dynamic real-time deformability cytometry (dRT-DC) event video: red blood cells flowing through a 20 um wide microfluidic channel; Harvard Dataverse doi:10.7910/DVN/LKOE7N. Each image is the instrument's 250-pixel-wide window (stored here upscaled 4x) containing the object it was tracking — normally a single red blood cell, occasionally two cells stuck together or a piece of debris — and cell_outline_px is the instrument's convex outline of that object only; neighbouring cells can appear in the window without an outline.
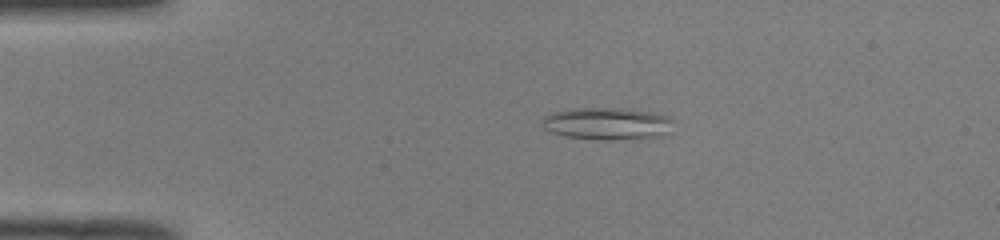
{"species": "common noctule bat (a hibernating species)", "species_latin": "Nyctalus noctula", "temperature_condition": "room temperature", "stored_images_in_passage": 48, "camera_frame_rate_fps": 3000, "um_per_image_px": 0.085, "animal": {"sex": "male", "body_mass_g": 19.0, "forearm_length_mm": 50.8}, "frame": {"image": 1, "passage_image": 9, "time_ms": 2.667, "image_size_px": [1000, 240], "cell_outline_px": [[672, 120], [668, 132], [660, 136], [612, 140], [596, 140], [568, 136], [552, 132], [544, 128], [540, 124], [540, 120], [544, 116], [552, 112], [572, 108], [620, 108], [652, 112], [672, 116]], "centroid_in_image_um": [51.57, 10.49], "position_along_channel_um": 33.4, "area_um2": 24.74}}
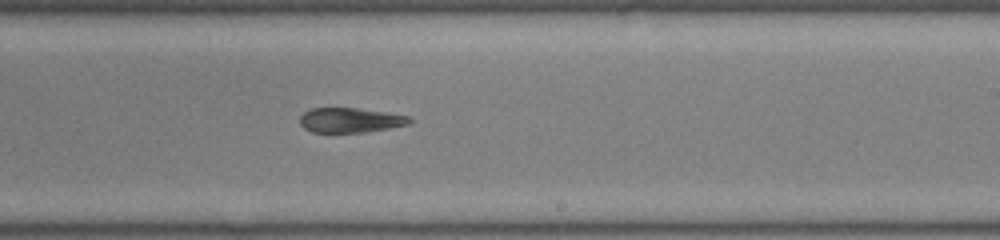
{"frame": {"image": 2, "passage_image": 29, "time_ms": 9.333, "image_size_px": [1000, 240], "cell_outline_px": [[412, 120], [408, 124], [368, 132], [312, 132], [304, 128], [300, 124], [300, 116], [304, 112], [312, 108], [356, 108], [384, 112], [408, 116]], "centroid_in_image_um": [29.74, 10.22], "position_along_channel_um": 259.3, "area_um2": 15.66}}
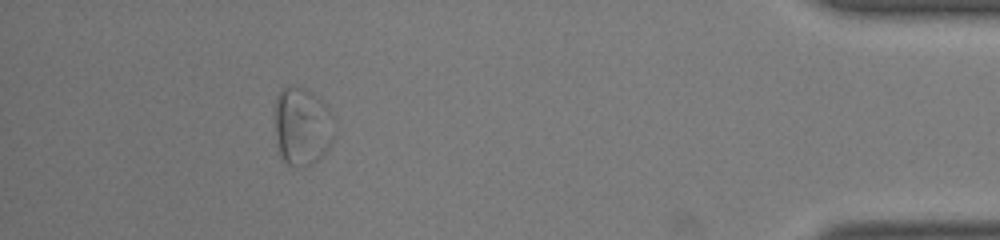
{"frame": {"image": 3, "passage_image": 44, "time_ms": 14.333, "image_size_px": [1000, 240], "cell_outline_px": [[336, 120], [332, 144], [320, 160], [312, 164], [296, 168], [288, 164], [280, 156], [276, 136], [276, 96], [280, 88], [288, 84], [292, 84], [308, 88], [328, 108]], "centroid_in_image_um": [25.72, 10.72], "position_along_channel_um": 409.5, "area_um2": 27.86}, "authors_computed_cell_mechanics": {"area_um2": 19.941, "velocity_mm_per_s": 4.0739, "shape_relaxation_time_tau1_ms": 5.4842, "shape_relaxation_time_tau2_ms": 3.1893, "deformation_change_tau1": 0.1274, "deformation_change_tau2": 0.1132}}